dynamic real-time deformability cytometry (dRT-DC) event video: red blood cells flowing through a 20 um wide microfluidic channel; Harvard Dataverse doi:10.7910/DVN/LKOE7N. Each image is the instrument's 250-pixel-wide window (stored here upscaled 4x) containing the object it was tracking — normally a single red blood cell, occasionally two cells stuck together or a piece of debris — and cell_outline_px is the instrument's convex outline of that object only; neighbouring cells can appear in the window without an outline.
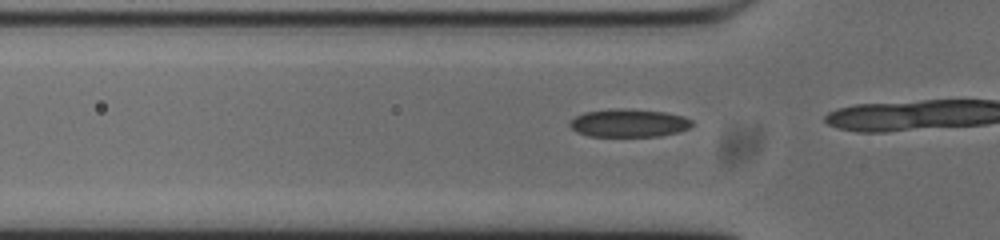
{"species": "common noctule bat (a hibernating species)", "species_latin": "Nyctalus noctula", "temperature_condition": "cold", "stored_images_in_passage": 14, "camera_frame_rate_fps": 3000, "um_per_image_px": 0.085, "animal": {"sex": "male", "body_mass_g": 20.0, "forearm_length_mm": 53.3}, "frame": {"image": 1, "passage_image": 12, "time_ms": 3.667, "image_size_px": [1000, 240], "cell_outline_px": [[692, 124], [688, 128], [676, 132], [660, 136], [588, 136], [576, 132], [568, 124], [576, 116], [584, 112], [616, 108], [624, 108], [664, 112], [684, 116], [692, 120]], "centroid_in_image_um": [53.43, 10.45], "position_along_channel_um": 72.4, "area_um2": 19.88}}